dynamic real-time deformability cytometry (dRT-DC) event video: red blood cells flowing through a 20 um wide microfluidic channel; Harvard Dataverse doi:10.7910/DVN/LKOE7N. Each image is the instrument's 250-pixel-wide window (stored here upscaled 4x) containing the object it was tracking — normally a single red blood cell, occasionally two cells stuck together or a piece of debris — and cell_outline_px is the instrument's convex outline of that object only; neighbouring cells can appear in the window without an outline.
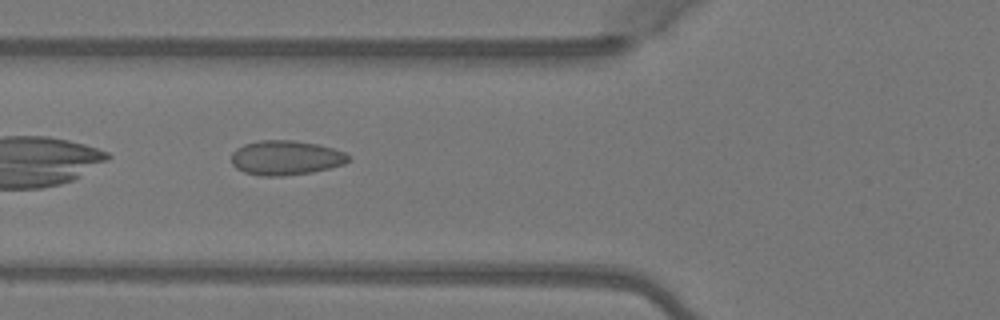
{"species": "Egyptian fruit bat (a non-hibernating species)", "species_latin": "Rousettus aegyptiacus", "temperature_condition": "warm", "stored_images_in_passage": 5, "camera_frame_rate_fps": 3000, "um_per_image_px": 0.085, "animal": {"sex": "female"}, "frame": {"image": 1, "passage_image": 5, "time_ms": 1.333, "image_size_px": [1000, 320], "cell_outline_px": [[352, 156], [344, 164], [312, 172], [284, 176], [260, 176], [244, 172], [236, 168], [232, 164], [232, 152], [236, 148], [244, 144], [260, 140], [292, 140], [316, 144], [332, 148], [344, 152]], "centroid_in_image_um": [24.27, 13.41], "position_along_channel_um": 101.5, "area_um2": 23.58}}